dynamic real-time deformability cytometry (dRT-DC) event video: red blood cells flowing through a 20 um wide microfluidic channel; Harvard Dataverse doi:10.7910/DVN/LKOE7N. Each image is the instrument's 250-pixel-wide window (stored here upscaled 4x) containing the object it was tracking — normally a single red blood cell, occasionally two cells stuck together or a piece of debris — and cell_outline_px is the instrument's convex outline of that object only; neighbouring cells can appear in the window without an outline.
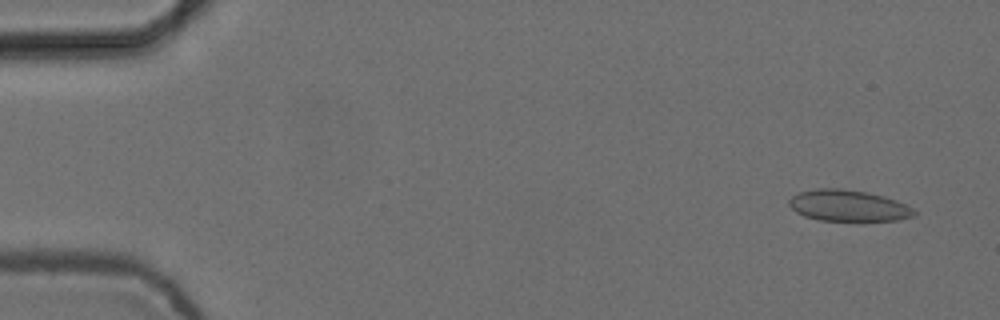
{"species": "common noctule bat (a hibernating species)", "species_latin": "Nyctalus noctula", "temperature_condition": "cold", "stored_images_in_passage": 4, "camera_frame_rate_fps": 3000, "um_per_image_px": 0.085, "animal": {"sex": "female", "body_mass_g": 24.6, "forearm_length_mm": 56.2}, "frame": {"image": 1, "passage_image": 1, "time_ms": 0.0, "image_size_px": [1000, 320], "cell_outline_px": [[916, 216], [896, 220], [820, 220], [804, 216], [796, 212], [788, 204], [788, 200], [792, 196], [800, 192], [816, 188], [840, 188], [864, 192], [884, 196], [896, 200], [912, 208], [916, 212]], "centroid_in_image_um": [72.08, 17.47], "position_along_channel_um": 12.9, "area_um2": 22.6}}
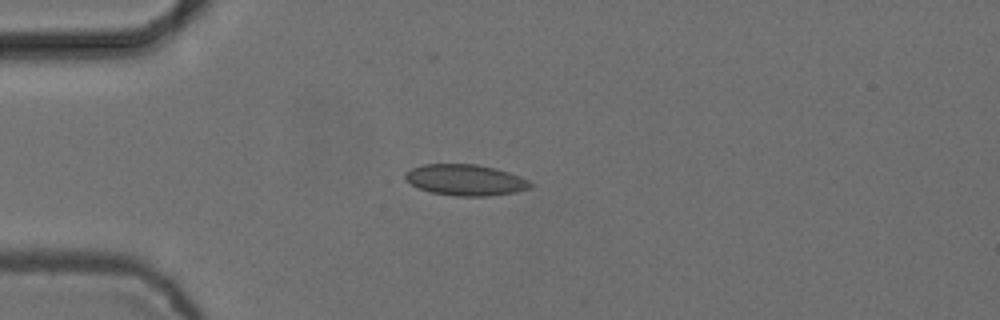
{"frame": {"image": 2, "passage_image": 4, "time_ms": 1.0, "image_size_px": [1000, 320], "cell_outline_px": [[532, 188], [516, 192], [488, 196], [456, 196], [432, 192], [420, 188], [412, 184], [404, 176], [412, 168], [424, 164], [476, 164], [496, 168], [520, 176], [528, 180], [532, 184]], "centroid_in_image_um": [39.62, 15.3], "position_along_channel_um": 45.4, "area_um2": 22.48}}